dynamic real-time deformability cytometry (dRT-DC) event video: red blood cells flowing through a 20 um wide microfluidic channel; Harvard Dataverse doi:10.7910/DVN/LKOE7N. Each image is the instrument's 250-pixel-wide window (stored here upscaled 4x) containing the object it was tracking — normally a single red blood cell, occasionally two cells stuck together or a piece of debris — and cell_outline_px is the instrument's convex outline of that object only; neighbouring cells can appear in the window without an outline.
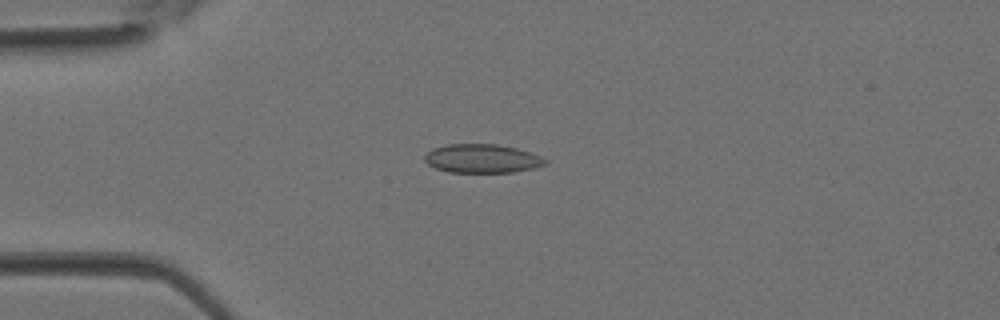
{"species": "Egyptian fruit bat (a non-hibernating species)", "species_latin": "Rousettus aegyptiacus", "temperature_condition": "room temperature", "stored_images_in_passage": 1, "camera_frame_rate_fps": 3000, "um_per_image_px": 0.085, "animal": {"sex": "female"}, "frame": {"image": 1, "passage_image": 1, "time_ms": 0.0, "image_size_px": [1000, 320], "cell_outline_px": [[548, 164], [532, 168], [512, 172], [448, 172], [436, 168], [428, 164], [424, 160], [424, 156], [432, 148], [448, 144], [496, 144], [516, 148], [540, 156], [548, 160]], "centroid_in_image_um": [40.96, 13.47], "position_along_channel_um": 44.0, "area_um2": 20.11}}